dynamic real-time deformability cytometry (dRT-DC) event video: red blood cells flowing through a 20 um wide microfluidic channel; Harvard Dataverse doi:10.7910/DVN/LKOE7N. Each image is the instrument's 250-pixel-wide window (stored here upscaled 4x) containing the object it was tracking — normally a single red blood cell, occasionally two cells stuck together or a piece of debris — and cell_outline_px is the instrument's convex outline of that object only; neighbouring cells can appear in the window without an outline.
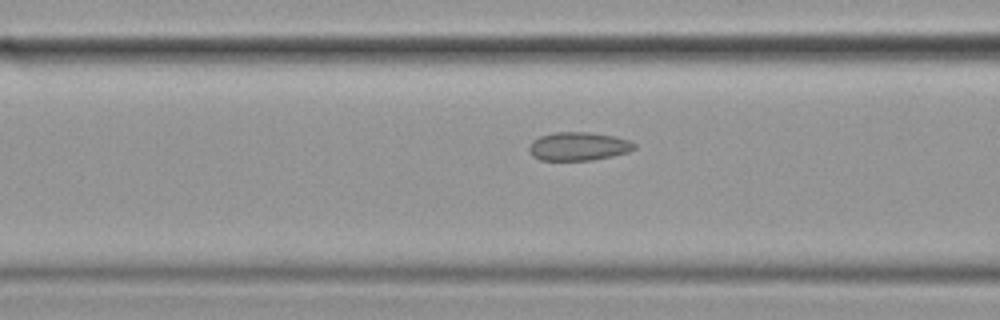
{"species": "common noctule bat (a hibernating species)", "species_latin": "Nyctalus noctula", "temperature_condition": "cold", "stored_images_in_passage": 9, "camera_frame_rate_fps": 3000, "um_per_image_px": 0.085, "animal": {"sex": "female", "body_mass_g": 19.9}, "frame": {"image": 1, "passage_image": 7, "time_ms": 2.0, "image_size_px": [1000, 320], "cell_outline_px": [[636, 148], [628, 152], [612, 156], [592, 160], [540, 160], [532, 156], [528, 152], [528, 148], [532, 140], [540, 136], [556, 132], [588, 132], [616, 136], [628, 140], [636, 144]], "centroid_in_image_um": [49.15, 12.44], "position_along_channel_um": 117.4, "area_um2": 17.57}}